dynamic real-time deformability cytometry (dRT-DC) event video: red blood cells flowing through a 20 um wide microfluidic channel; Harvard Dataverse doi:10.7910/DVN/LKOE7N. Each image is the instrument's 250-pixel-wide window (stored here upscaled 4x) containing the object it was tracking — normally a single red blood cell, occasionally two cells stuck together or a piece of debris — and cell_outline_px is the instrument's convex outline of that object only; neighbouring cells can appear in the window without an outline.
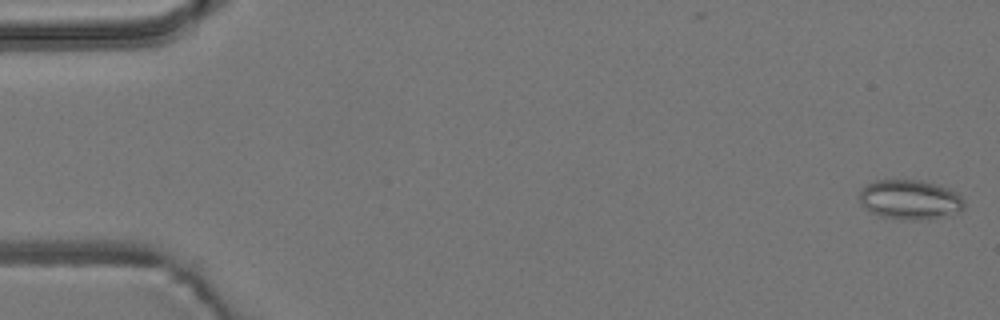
{"species": "common noctule bat (a hibernating species)", "species_latin": "Nyctalus noctula", "temperature_condition": "room temperature", "stored_images_in_passage": 6, "camera_frame_rate_fps": 3000, "um_per_image_px": 0.085, "animal": {"sex": "male", "body_mass_g": 19.2, "forearm_length_mm": 51.8}, "frame": {"image": 1, "passage_image": 1, "time_ms": 0.0, "image_size_px": [1000, 320], "cell_outline_px": [[964, 208], [960, 212], [948, 216], [920, 220], [908, 220], [884, 216], [872, 212], [864, 208], [860, 204], [860, 188], [876, 180], [920, 180], [936, 184], [948, 188], [956, 192], [964, 200]], "centroid_in_image_um": [77.37, 16.97], "position_along_channel_um": 7.6, "area_um2": 24.28}}
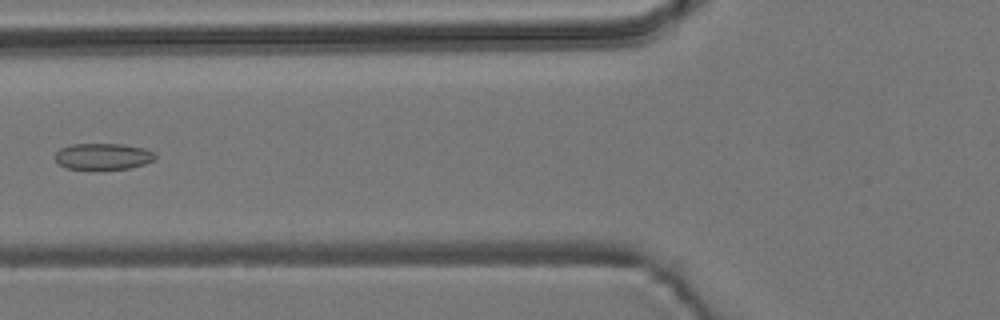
{"frame": {"image": 2, "passage_image": 6, "time_ms": 6.667, "image_size_px": [1000, 320], "cell_outline_px": [[156, 160], [144, 164], [128, 168], [92, 172], [64, 168], [56, 160], [56, 152], [60, 148], [72, 144], [124, 144], [144, 148], [156, 152]], "centroid_in_image_um": [8.76, 13.33], "position_along_channel_um": 117.0, "area_um2": 16.13}}